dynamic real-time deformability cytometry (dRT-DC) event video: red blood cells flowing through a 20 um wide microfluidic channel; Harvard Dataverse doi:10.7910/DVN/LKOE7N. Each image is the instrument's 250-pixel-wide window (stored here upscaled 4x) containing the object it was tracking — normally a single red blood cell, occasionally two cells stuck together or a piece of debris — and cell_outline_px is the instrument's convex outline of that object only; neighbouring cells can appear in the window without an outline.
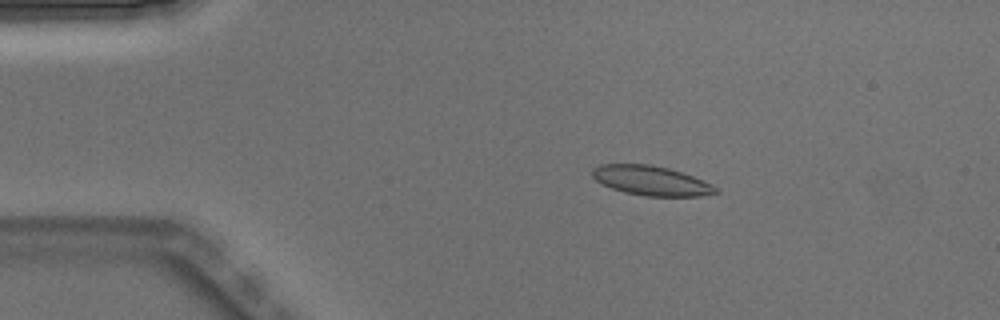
{"species": "Egyptian fruit bat (a non-hibernating species)", "species_latin": "Rousettus aegyptiacus", "temperature_condition": "warm", "stored_images_in_passage": 4, "camera_frame_rate_fps": 3000, "um_per_image_px": 0.085, "animal": {"sex": "male"}, "frame": {"image": 1, "passage_image": 3, "time_ms": 0.667, "image_size_px": [1000, 320], "cell_outline_px": [[720, 192], [700, 196], [644, 196], [624, 192], [612, 188], [596, 180], [592, 176], [592, 168], [600, 164], [648, 164], [668, 168], [692, 176], [712, 184], [720, 188]], "centroid_in_image_um": [55.36, 15.36], "position_along_channel_um": 29.6, "area_um2": 21.21}}